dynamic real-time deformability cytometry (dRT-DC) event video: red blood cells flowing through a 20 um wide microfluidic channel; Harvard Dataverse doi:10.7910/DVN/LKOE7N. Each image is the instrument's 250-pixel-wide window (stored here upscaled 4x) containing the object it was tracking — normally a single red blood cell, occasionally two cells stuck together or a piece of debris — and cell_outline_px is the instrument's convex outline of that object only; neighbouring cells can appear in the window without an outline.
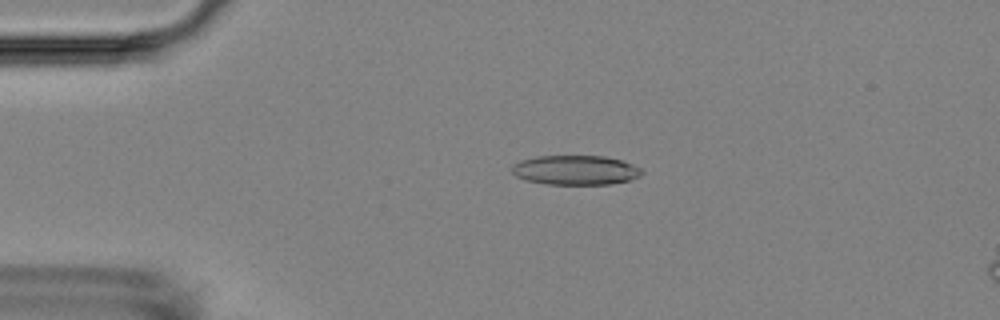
{"species": "Egyptian fruit bat (a non-hibernating species)", "species_latin": "Rousettus aegyptiacus", "temperature_condition": "room temperature", "stored_images_in_passage": 53, "camera_frame_rate_fps": 3000, "um_per_image_px": 0.085, "animal": {"sex": "female"}, "frame": {"image": 1, "passage_image": 10, "time_ms": 3.0, "image_size_px": [1000, 320], "cell_outline_px": [[644, 172], [640, 176], [628, 180], [608, 184], [544, 184], [524, 180], [516, 176], [512, 172], [512, 164], [520, 160], [536, 156], [604, 156], [620, 160], [632, 164], [640, 168]], "centroid_in_image_um": [48.87, 14.46], "position_along_channel_um": 36.1, "area_um2": 22.37}}
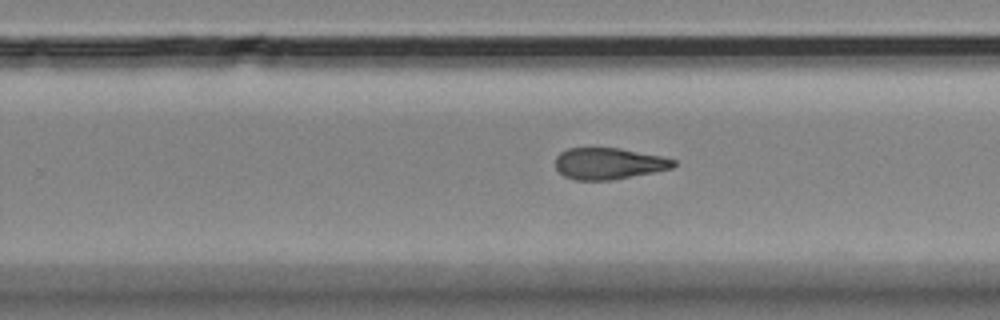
{"frame": {"image": 2, "passage_image": 33, "time_ms": 10.667, "image_size_px": [1000, 320], "cell_outline_px": [[676, 164], [672, 168], [612, 180], [576, 180], [564, 176], [556, 168], [556, 156], [560, 152], [568, 148], [620, 148], [660, 156], [676, 160]], "centroid_in_image_um": [51.72, 13.9], "position_along_channel_um": 278.1, "area_um2": 21.5}}
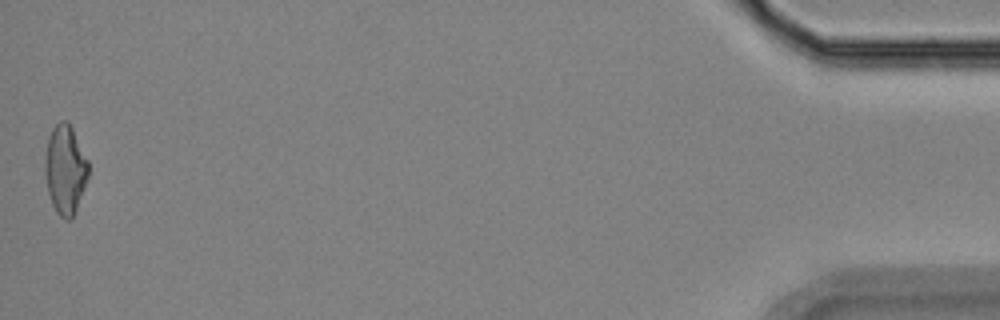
{"frame": {"image": 3, "passage_image": 53, "time_ms": 17.333, "image_size_px": [1000, 320], "cell_outline_px": [[88, 176], [76, 208], [72, 216], [68, 220], [64, 220], [56, 212], [52, 204], [48, 192], [44, 172], [44, 164], [48, 136], [52, 128], [60, 120], [68, 120], [88, 160]], "centroid_in_image_um": [5.52, 14.37], "position_along_channel_um": 429.7, "area_um2": 22.43}, "authors_computed_cell_mechanics": {"area_um2": 22.7732, "velocity_mm_per_s": 3.62, "shape_relaxation_time_tau1_ms": 9.1307, "shape_relaxation_time_tau2_ms": 5.2906, "deformation_change_tau1": 0.1878, "deformation_change_tau2": 0.1499}}